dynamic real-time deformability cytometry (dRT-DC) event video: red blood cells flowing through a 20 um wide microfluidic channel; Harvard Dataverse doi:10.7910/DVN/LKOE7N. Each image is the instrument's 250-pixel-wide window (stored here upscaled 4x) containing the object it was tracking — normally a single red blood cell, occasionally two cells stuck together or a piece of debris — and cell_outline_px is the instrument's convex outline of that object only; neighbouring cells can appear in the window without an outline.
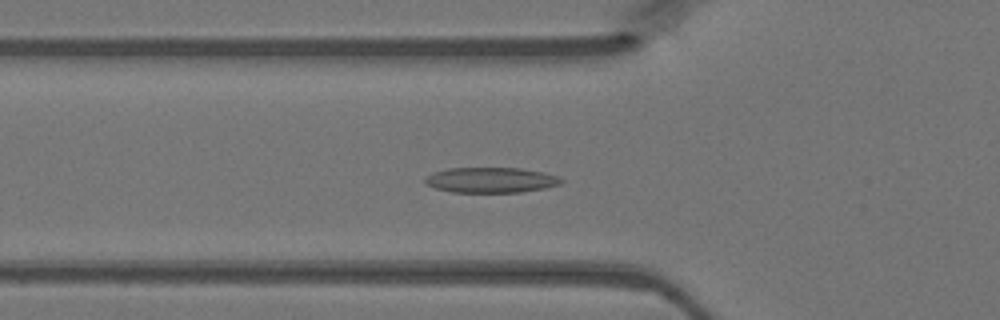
{"species": "Egyptian fruit bat (a non-hibernating species)", "species_latin": "Rousettus aegyptiacus", "temperature_condition": "warm", "stored_images_in_passage": 48, "camera_frame_rate_fps": 3000, "um_per_image_px": 0.085, "animal": {"sex": "female"}, "frame": {"image": 1, "passage_image": 17, "time_ms": 5.333, "image_size_px": [1000, 320], "cell_outline_px": [[564, 180], [560, 184], [544, 188], [520, 192], [452, 192], [436, 188], [424, 184], [424, 176], [432, 172], [448, 168], [520, 168], [544, 172], [560, 176]], "centroid_in_image_um": [41.7, 15.29], "position_along_channel_um": 84.1, "area_um2": 20.29}}
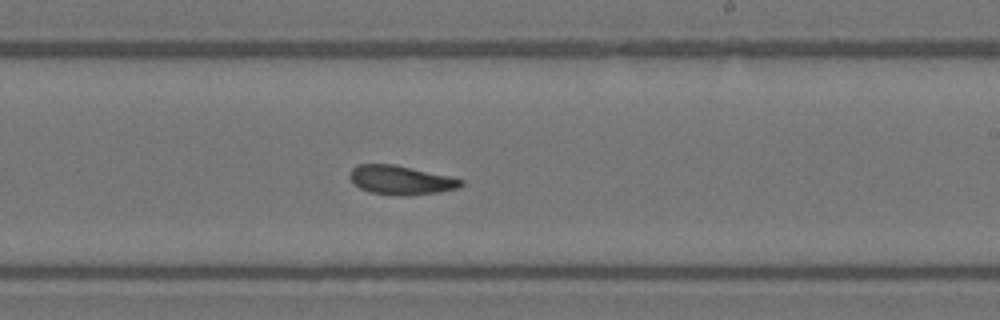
{"frame": {"image": 2, "passage_image": 29, "time_ms": 9.333, "image_size_px": [1000, 320], "cell_outline_px": [[464, 184], [456, 188], [440, 192], [408, 196], [404, 196], [368, 192], [360, 188], [348, 176], [348, 172], [356, 164], [396, 164], [448, 176], [464, 180]], "centroid_in_image_um": [34.04, 15.3], "position_along_channel_um": 255.0, "area_um2": 18.9}}
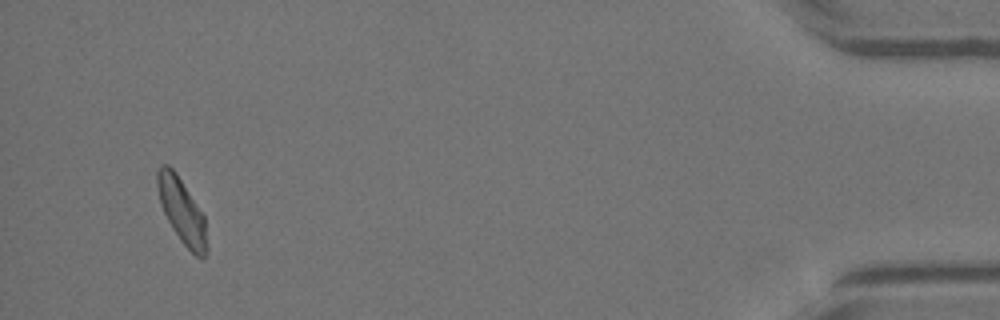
{"frame": {"image": 3, "passage_image": 46, "time_ms": 15.0, "image_size_px": [1000, 320], "cell_outline_px": [[208, 248], [204, 260], [200, 260], [180, 240], [172, 228], [160, 204], [156, 184], [156, 172], [164, 164], [168, 164], [176, 172], [204, 216], [208, 244]], "centroid_in_image_um": [15.47, 17.96], "position_along_channel_um": 419.7, "area_um2": 18.79}}